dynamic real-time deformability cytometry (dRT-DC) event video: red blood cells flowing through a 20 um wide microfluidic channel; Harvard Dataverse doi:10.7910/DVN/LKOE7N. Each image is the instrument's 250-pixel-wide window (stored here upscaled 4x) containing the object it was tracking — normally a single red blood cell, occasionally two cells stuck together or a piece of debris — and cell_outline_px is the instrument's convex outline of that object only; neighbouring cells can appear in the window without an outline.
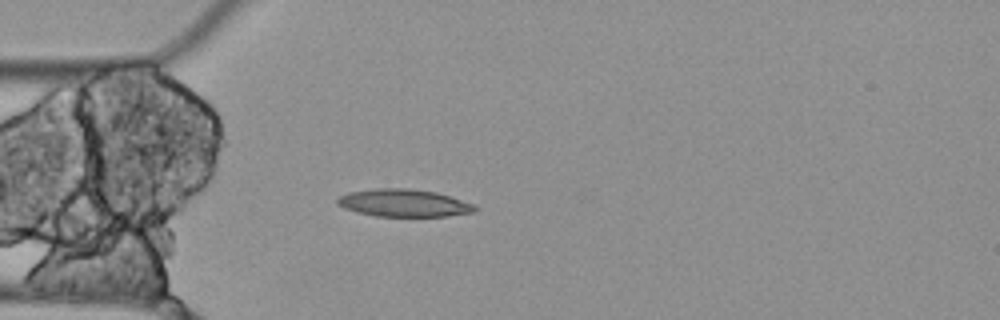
{"species": "Egyptian fruit bat (a non-hibernating species)", "species_latin": "Rousettus aegyptiacus", "temperature_condition": "cold", "stored_images_in_passage": 5, "camera_frame_rate_fps": 3000, "um_per_image_px": 0.085, "animal": {"sex": "female"}, "frame": {"image": 1, "passage_image": 5, "time_ms": 1.333, "image_size_px": [1000, 320], "cell_outline_px": [[476, 212], [448, 216], [376, 216], [356, 212], [344, 208], [336, 204], [336, 200], [340, 196], [348, 192], [376, 188], [408, 188], [436, 192], [452, 196], [476, 204]], "centroid_in_image_um": [34.35, 17.25], "position_along_channel_um": 50.7, "area_um2": 22.31}}